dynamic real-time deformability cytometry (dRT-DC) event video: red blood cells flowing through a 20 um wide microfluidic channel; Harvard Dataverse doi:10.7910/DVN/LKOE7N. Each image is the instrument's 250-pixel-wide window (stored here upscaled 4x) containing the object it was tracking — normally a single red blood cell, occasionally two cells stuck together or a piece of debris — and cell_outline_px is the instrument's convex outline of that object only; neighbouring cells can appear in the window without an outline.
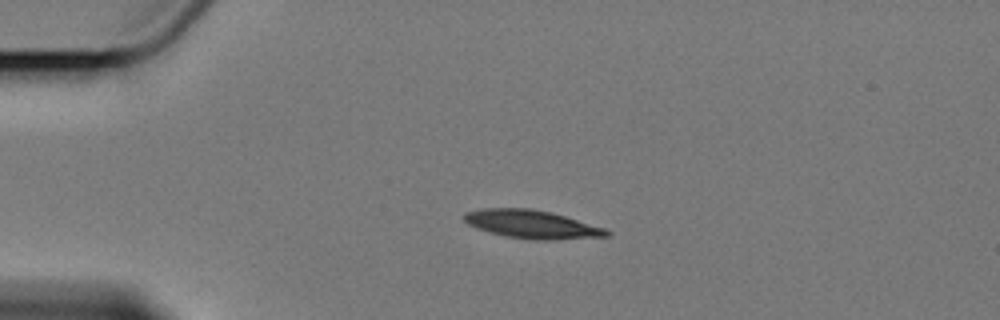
{"species": "Egyptian fruit bat (a non-hibernating species)", "species_latin": "Rousettus aegyptiacus", "temperature_condition": "cold", "stored_images_in_passage": 4, "camera_frame_rate_fps": 3000, "um_per_image_px": 0.085, "animal": {"sex": "female"}, "frame": {"image": 1, "passage_image": 3, "time_ms": 2.333, "image_size_px": [1000, 320], "cell_outline_px": [[612, 232], [608, 236], [556, 240], [532, 240], [508, 236], [476, 228], [468, 224], [464, 220], [464, 212], [484, 208], [532, 208], [552, 212], [604, 228]], "centroid_in_image_um": [45.22, 19.06], "position_along_channel_um": 39.8, "area_um2": 23.41}}